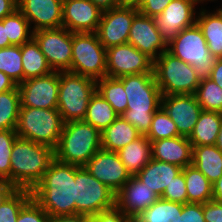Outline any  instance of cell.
<instances>
[{"label":"cell","mask_w":222,"mask_h":222,"mask_svg":"<svg viewBox=\"0 0 222 222\" xmlns=\"http://www.w3.org/2000/svg\"><path fill=\"white\" fill-rule=\"evenodd\" d=\"M63 126L64 122L58 109L20 106L16 133L20 138L55 149Z\"/></svg>","instance_id":"obj_5"},{"label":"cell","mask_w":222,"mask_h":222,"mask_svg":"<svg viewBox=\"0 0 222 222\" xmlns=\"http://www.w3.org/2000/svg\"><path fill=\"white\" fill-rule=\"evenodd\" d=\"M137 9L114 7L103 11L96 34L99 42L107 49L128 43L129 32Z\"/></svg>","instance_id":"obj_16"},{"label":"cell","mask_w":222,"mask_h":222,"mask_svg":"<svg viewBox=\"0 0 222 222\" xmlns=\"http://www.w3.org/2000/svg\"><path fill=\"white\" fill-rule=\"evenodd\" d=\"M31 198V190L17 189L0 206V222H17L20 210Z\"/></svg>","instance_id":"obj_39"},{"label":"cell","mask_w":222,"mask_h":222,"mask_svg":"<svg viewBox=\"0 0 222 222\" xmlns=\"http://www.w3.org/2000/svg\"><path fill=\"white\" fill-rule=\"evenodd\" d=\"M3 24L6 26L7 37L12 45L21 46L33 38V30H31L30 23L18 9L12 14L5 16Z\"/></svg>","instance_id":"obj_35"},{"label":"cell","mask_w":222,"mask_h":222,"mask_svg":"<svg viewBox=\"0 0 222 222\" xmlns=\"http://www.w3.org/2000/svg\"><path fill=\"white\" fill-rule=\"evenodd\" d=\"M62 8L63 0H17V9L34 24L33 32L62 27Z\"/></svg>","instance_id":"obj_21"},{"label":"cell","mask_w":222,"mask_h":222,"mask_svg":"<svg viewBox=\"0 0 222 222\" xmlns=\"http://www.w3.org/2000/svg\"><path fill=\"white\" fill-rule=\"evenodd\" d=\"M192 165L213 185L222 177V152L216 145L192 146Z\"/></svg>","instance_id":"obj_25"},{"label":"cell","mask_w":222,"mask_h":222,"mask_svg":"<svg viewBox=\"0 0 222 222\" xmlns=\"http://www.w3.org/2000/svg\"><path fill=\"white\" fill-rule=\"evenodd\" d=\"M205 222H222V204L211 200L203 204Z\"/></svg>","instance_id":"obj_46"},{"label":"cell","mask_w":222,"mask_h":222,"mask_svg":"<svg viewBox=\"0 0 222 222\" xmlns=\"http://www.w3.org/2000/svg\"><path fill=\"white\" fill-rule=\"evenodd\" d=\"M75 185V165L54 159L31 191L32 198L50 217L73 215Z\"/></svg>","instance_id":"obj_1"},{"label":"cell","mask_w":222,"mask_h":222,"mask_svg":"<svg viewBox=\"0 0 222 222\" xmlns=\"http://www.w3.org/2000/svg\"><path fill=\"white\" fill-rule=\"evenodd\" d=\"M96 90L121 116L127 110V95L123 82L119 78L103 77L96 81Z\"/></svg>","instance_id":"obj_33"},{"label":"cell","mask_w":222,"mask_h":222,"mask_svg":"<svg viewBox=\"0 0 222 222\" xmlns=\"http://www.w3.org/2000/svg\"><path fill=\"white\" fill-rule=\"evenodd\" d=\"M161 198L181 204L187 203V187L183 170L174 178L170 185L166 187Z\"/></svg>","instance_id":"obj_41"},{"label":"cell","mask_w":222,"mask_h":222,"mask_svg":"<svg viewBox=\"0 0 222 222\" xmlns=\"http://www.w3.org/2000/svg\"><path fill=\"white\" fill-rule=\"evenodd\" d=\"M145 136L152 142L181 135L178 133L176 124L168 116L165 110L160 107L154 113L150 130Z\"/></svg>","instance_id":"obj_38"},{"label":"cell","mask_w":222,"mask_h":222,"mask_svg":"<svg viewBox=\"0 0 222 222\" xmlns=\"http://www.w3.org/2000/svg\"><path fill=\"white\" fill-rule=\"evenodd\" d=\"M216 147L222 152V123L215 143Z\"/></svg>","instance_id":"obj_56"},{"label":"cell","mask_w":222,"mask_h":222,"mask_svg":"<svg viewBox=\"0 0 222 222\" xmlns=\"http://www.w3.org/2000/svg\"><path fill=\"white\" fill-rule=\"evenodd\" d=\"M118 116L113 107L96 90L90 97L84 121L99 132H103Z\"/></svg>","instance_id":"obj_31"},{"label":"cell","mask_w":222,"mask_h":222,"mask_svg":"<svg viewBox=\"0 0 222 222\" xmlns=\"http://www.w3.org/2000/svg\"><path fill=\"white\" fill-rule=\"evenodd\" d=\"M152 159L172 163L185 168L192 165V145L185 136H177L151 142Z\"/></svg>","instance_id":"obj_22"},{"label":"cell","mask_w":222,"mask_h":222,"mask_svg":"<svg viewBox=\"0 0 222 222\" xmlns=\"http://www.w3.org/2000/svg\"><path fill=\"white\" fill-rule=\"evenodd\" d=\"M49 222H92V217L86 215H61L50 217Z\"/></svg>","instance_id":"obj_47"},{"label":"cell","mask_w":222,"mask_h":222,"mask_svg":"<svg viewBox=\"0 0 222 222\" xmlns=\"http://www.w3.org/2000/svg\"><path fill=\"white\" fill-rule=\"evenodd\" d=\"M101 16L90 0H63L62 27L72 33L96 32Z\"/></svg>","instance_id":"obj_19"},{"label":"cell","mask_w":222,"mask_h":222,"mask_svg":"<svg viewBox=\"0 0 222 222\" xmlns=\"http://www.w3.org/2000/svg\"><path fill=\"white\" fill-rule=\"evenodd\" d=\"M187 187V203H206L213 199V185L193 165L182 168Z\"/></svg>","instance_id":"obj_29"},{"label":"cell","mask_w":222,"mask_h":222,"mask_svg":"<svg viewBox=\"0 0 222 222\" xmlns=\"http://www.w3.org/2000/svg\"><path fill=\"white\" fill-rule=\"evenodd\" d=\"M96 5L102 12L113 9L116 7V0H90Z\"/></svg>","instance_id":"obj_53"},{"label":"cell","mask_w":222,"mask_h":222,"mask_svg":"<svg viewBox=\"0 0 222 222\" xmlns=\"http://www.w3.org/2000/svg\"><path fill=\"white\" fill-rule=\"evenodd\" d=\"M96 91V81L80 74L59 72L58 111L63 122L84 120L90 97Z\"/></svg>","instance_id":"obj_6"},{"label":"cell","mask_w":222,"mask_h":222,"mask_svg":"<svg viewBox=\"0 0 222 222\" xmlns=\"http://www.w3.org/2000/svg\"><path fill=\"white\" fill-rule=\"evenodd\" d=\"M9 46H12V44L7 37L6 26H4L2 19L0 20V48H6Z\"/></svg>","instance_id":"obj_55"},{"label":"cell","mask_w":222,"mask_h":222,"mask_svg":"<svg viewBox=\"0 0 222 222\" xmlns=\"http://www.w3.org/2000/svg\"><path fill=\"white\" fill-rule=\"evenodd\" d=\"M117 153L130 175H136L152 159L151 141L141 135Z\"/></svg>","instance_id":"obj_26"},{"label":"cell","mask_w":222,"mask_h":222,"mask_svg":"<svg viewBox=\"0 0 222 222\" xmlns=\"http://www.w3.org/2000/svg\"><path fill=\"white\" fill-rule=\"evenodd\" d=\"M172 0H144L138 12L142 15L155 17L161 14Z\"/></svg>","instance_id":"obj_45"},{"label":"cell","mask_w":222,"mask_h":222,"mask_svg":"<svg viewBox=\"0 0 222 222\" xmlns=\"http://www.w3.org/2000/svg\"><path fill=\"white\" fill-rule=\"evenodd\" d=\"M17 137L16 129L0 130V177L9 182L12 145Z\"/></svg>","instance_id":"obj_40"},{"label":"cell","mask_w":222,"mask_h":222,"mask_svg":"<svg viewBox=\"0 0 222 222\" xmlns=\"http://www.w3.org/2000/svg\"><path fill=\"white\" fill-rule=\"evenodd\" d=\"M20 106L18 86L0 93V130L16 129Z\"/></svg>","instance_id":"obj_34"},{"label":"cell","mask_w":222,"mask_h":222,"mask_svg":"<svg viewBox=\"0 0 222 222\" xmlns=\"http://www.w3.org/2000/svg\"><path fill=\"white\" fill-rule=\"evenodd\" d=\"M142 134L122 116L101 132V147L107 151L118 152Z\"/></svg>","instance_id":"obj_24"},{"label":"cell","mask_w":222,"mask_h":222,"mask_svg":"<svg viewBox=\"0 0 222 222\" xmlns=\"http://www.w3.org/2000/svg\"><path fill=\"white\" fill-rule=\"evenodd\" d=\"M17 86L13 79L0 71V93L15 89Z\"/></svg>","instance_id":"obj_51"},{"label":"cell","mask_w":222,"mask_h":222,"mask_svg":"<svg viewBox=\"0 0 222 222\" xmlns=\"http://www.w3.org/2000/svg\"><path fill=\"white\" fill-rule=\"evenodd\" d=\"M201 0H172L154 20L161 37L168 44L183 29L196 23L195 6ZM195 17V18H194Z\"/></svg>","instance_id":"obj_15"},{"label":"cell","mask_w":222,"mask_h":222,"mask_svg":"<svg viewBox=\"0 0 222 222\" xmlns=\"http://www.w3.org/2000/svg\"><path fill=\"white\" fill-rule=\"evenodd\" d=\"M128 43L146 54L153 61L162 52L168 50V44L158 32L154 17L145 16L139 12L134 16Z\"/></svg>","instance_id":"obj_18"},{"label":"cell","mask_w":222,"mask_h":222,"mask_svg":"<svg viewBox=\"0 0 222 222\" xmlns=\"http://www.w3.org/2000/svg\"><path fill=\"white\" fill-rule=\"evenodd\" d=\"M127 95V110L121 115L142 135L150 130L154 113L161 107V90L154 73L119 77Z\"/></svg>","instance_id":"obj_2"},{"label":"cell","mask_w":222,"mask_h":222,"mask_svg":"<svg viewBox=\"0 0 222 222\" xmlns=\"http://www.w3.org/2000/svg\"><path fill=\"white\" fill-rule=\"evenodd\" d=\"M153 73V60L129 43L106 49V76Z\"/></svg>","instance_id":"obj_12"},{"label":"cell","mask_w":222,"mask_h":222,"mask_svg":"<svg viewBox=\"0 0 222 222\" xmlns=\"http://www.w3.org/2000/svg\"><path fill=\"white\" fill-rule=\"evenodd\" d=\"M134 220L122 213L116 206L102 211L92 218V222H133Z\"/></svg>","instance_id":"obj_44"},{"label":"cell","mask_w":222,"mask_h":222,"mask_svg":"<svg viewBox=\"0 0 222 222\" xmlns=\"http://www.w3.org/2000/svg\"><path fill=\"white\" fill-rule=\"evenodd\" d=\"M54 159L51 147L17 137L10 158V183L16 189L32 191Z\"/></svg>","instance_id":"obj_3"},{"label":"cell","mask_w":222,"mask_h":222,"mask_svg":"<svg viewBox=\"0 0 222 222\" xmlns=\"http://www.w3.org/2000/svg\"><path fill=\"white\" fill-rule=\"evenodd\" d=\"M21 54L24 80L44 76L53 71L34 38L21 45Z\"/></svg>","instance_id":"obj_30"},{"label":"cell","mask_w":222,"mask_h":222,"mask_svg":"<svg viewBox=\"0 0 222 222\" xmlns=\"http://www.w3.org/2000/svg\"><path fill=\"white\" fill-rule=\"evenodd\" d=\"M161 107L176 124L181 136L189 137L202 108L195 94L162 95Z\"/></svg>","instance_id":"obj_17"},{"label":"cell","mask_w":222,"mask_h":222,"mask_svg":"<svg viewBox=\"0 0 222 222\" xmlns=\"http://www.w3.org/2000/svg\"><path fill=\"white\" fill-rule=\"evenodd\" d=\"M168 51L192 65L200 81L210 78L216 58L210 54L206 39L197 23L183 29L173 38L168 43Z\"/></svg>","instance_id":"obj_8"},{"label":"cell","mask_w":222,"mask_h":222,"mask_svg":"<svg viewBox=\"0 0 222 222\" xmlns=\"http://www.w3.org/2000/svg\"><path fill=\"white\" fill-rule=\"evenodd\" d=\"M17 189L6 179L0 177V206L16 191Z\"/></svg>","instance_id":"obj_48"},{"label":"cell","mask_w":222,"mask_h":222,"mask_svg":"<svg viewBox=\"0 0 222 222\" xmlns=\"http://www.w3.org/2000/svg\"><path fill=\"white\" fill-rule=\"evenodd\" d=\"M222 123V114L202 110L188 137L192 146L215 145Z\"/></svg>","instance_id":"obj_28"},{"label":"cell","mask_w":222,"mask_h":222,"mask_svg":"<svg viewBox=\"0 0 222 222\" xmlns=\"http://www.w3.org/2000/svg\"><path fill=\"white\" fill-rule=\"evenodd\" d=\"M101 132L84 120L64 123L55 159L77 166H84L101 149Z\"/></svg>","instance_id":"obj_4"},{"label":"cell","mask_w":222,"mask_h":222,"mask_svg":"<svg viewBox=\"0 0 222 222\" xmlns=\"http://www.w3.org/2000/svg\"><path fill=\"white\" fill-rule=\"evenodd\" d=\"M177 222H205L202 203L183 204L182 214Z\"/></svg>","instance_id":"obj_43"},{"label":"cell","mask_w":222,"mask_h":222,"mask_svg":"<svg viewBox=\"0 0 222 222\" xmlns=\"http://www.w3.org/2000/svg\"><path fill=\"white\" fill-rule=\"evenodd\" d=\"M21 106L58 109L59 72L24 80L18 85Z\"/></svg>","instance_id":"obj_13"},{"label":"cell","mask_w":222,"mask_h":222,"mask_svg":"<svg viewBox=\"0 0 222 222\" xmlns=\"http://www.w3.org/2000/svg\"><path fill=\"white\" fill-rule=\"evenodd\" d=\"M50 216L31 198L20 210L17 222H49Z\"/></svg>","instance_id":"obj_42"},{"label":"cell","mask_w":222,"mask_h":222,"mask_svg":"<svg viewBox=\"0 0 222 222\" xmlns=\"http://www.w3.org/2000/svg\"><path fill=\"white\" fill-rule=\"evenodd\" d=\"M160 197L135 175L116 193L115 206L133 220L151 207Z\"/></svg>","instance_id":"obj_20"},{"label":"cell","mask_w":222,"mask_h":222,"mask_svg":"<svg viewBox=\"0 0 222 222\" xmlns=\"http://www.w3.org/2000/svg\"><path fill=\"white\" fill-rule=\"evenodd\" d=\"M41 52L53 71H70L72 59V32L64 27L33 32Z\"/></svg>","instance_id":"obj_11"},{"label":"cell","mask_w":222,"mask_h":222,"mask_svg":"<svg viewBox=\"0 0 222 222\" xmlns=\"http://www.w3.org/2000/svg\"><path fill=\"white\" fill-rule=\"evenodd\" d=\"M195 96L202 110L222 114V88L210 78L200 81Z\"/></svg>","instance_id":"obj_37"},{"label":"cell","mask_w":222,"mask_h":222,"mask_svg":"<svg viewBox=\"0 0 222 222\" xmlns=\"http://www.w3.org/2000/svg\"><path fill=\"white\" fill-rule=\"evenodd\" d=\"M17 9V0H0V20Z\"/></svg>","instance_id":"obj_49"},{"label":"cell","mask_w":222,"mask_h":222,"mask_svg":"<svg viewBox=\"0 0 222 222\" xmlns=\"http://www.w3.org/2000/svg\"><path fill=\"white\" fill-rule=\"evenodd\" d=\"M70 72L97 81L106 77V48L96 32L72 33Z\"/></svg>","instance_id":"obj_9"},{"label":"cell","mask_w":222,"mask_h":222,"mask_svg":"<svg viewBox=\"0 0 222 222\" xmlns=\"http://www.w3.org/2000/svg\"><path fill=\"white\" fill-rule=\"evenodd\" d=\"M86 170L115 194L128 182L131 175L117 152L99 149L84 165Z\"/></svg>","instance_id":"obj_14"},{"label":"cell","mask_w":222,"mask_h":222,"mask_svg":"<svg viewBox=\"0 0 222 222\" xmlns=\"http://www.w3.org/2000/svg\"><path fill=\"white\" fill-rule=\"evenodd\" d=\"M182 210L183 204L160 197L151 207L138 215L134 222H177Z\"/></svg>","instance_id":"obj_32"},{"label":"cell","mask_w":222,"mask_h":222,"mask_svg":"<svg viewBox=\"0 0 222 222\" xmlns=\"http://www.w3.org/2000/svg\"><path fill=\"white\" fill-rule=\"evenodd\" d=\"M0 71L13 79L17 85L24 81L20 45L0 48Z\"/></svg>","instance_id":"obj_36"},{"label":"cell","mask_w":222,"mask_h":222,"mask_svg":"<svg viewBox=\"0 0 222 222\" xmlns=\"http://www.w3.org/2000/svg\"><path fill=\"white\" fill-rule=\"evenodd\" d=\"M200 10L196 23L202 30L210 54L215 58H222V10L214 13Z\"/></svg>","instance_id":"obj_27"},{"label":"cell","mask_w":222,"mask_h":222,"mask_svg":"<svg viewBox=\"0 0 222 222\" xmlns=\"http://www.w3.org/2000/svg\"><path fill=\"white\" fill-rule=\"evenodd\" d=\"M210 79L214 81L220 88H222V58H216Z\"/></svg>","instance_id":"obj_50"},{"label":"cell","mask_w":222,"mask_h":222,"mask_svg":"<svg viewBox=\"0 0 222 222\" xmlns=\"http://www.w3.org/2000/svg\"><path fill=\"white\" fill-rule=\"evenodd\" d=\"M181 171L182 168L178 165L151 159L135 176L161 197L166 187Z\"/></svg>","instance_id":"obj_23"},{"label":"cell","mask_w":222,"mask_h":222,"mask_svg":"<svg viewBox=\"0 0 222 222\" xmlns=\"http://www.w3.org/2000/svg\"><path fill=\"white\" fill-rule=\"evenodd\" d=\"M144 0H116V7L133 8L139 10Z\"/></svg>","instance_id":"obj_52"},{"label":"cell","mask_w":222,"mask_h":222,"mask_svg":"<svg viewBox=\"0 0 222 222\" xmlns=\"http://www.w3.org/2000/svg\"><path fill=\"white\" fill-rule=\"evenodd\" d=\"M75 214L94 217L114 208L116 194L94 178L84 166L75 165Z\"/></svg>","instance_id":"obj_10"},{"label":"cell","mask_w":222,"mask_h":222,"mask_svg":"<svg viewBox=\"0 0 222 222\" xmlns=\"http://www.w3.org/2000/svg\"><path fill=\"white\" fill-rule=\"evenodd\" d=\"M222 204V177L213 184V199Z\"/></svg>","instance_id":"obj_54"},{"label":"cell","mask_w":222,"mask_h":222,"mask_svg":"<svg viewBox=\"0 0 222 222\" xmlns=\"http://www.w3.org/2000/svg\"><path fill=\"white\" fill-rule=\"evenodd\" d=\"M153 73L162 95L195 94L200 83L195 68L168 50L153 61Z\"/></svg>","instance_id":"obj_7"}]
</instances>
